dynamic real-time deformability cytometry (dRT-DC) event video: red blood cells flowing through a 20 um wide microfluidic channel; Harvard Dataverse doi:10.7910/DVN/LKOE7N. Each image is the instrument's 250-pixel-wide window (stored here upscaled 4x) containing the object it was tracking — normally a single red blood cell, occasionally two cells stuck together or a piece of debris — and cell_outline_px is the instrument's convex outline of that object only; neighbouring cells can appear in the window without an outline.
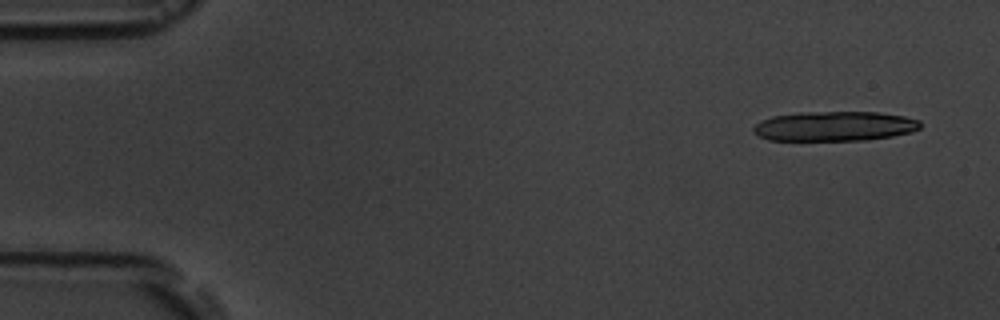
{"species": "common noctule bat (a hibernating species)", "species_latin": "Nyctalus noctula", "temperature_condition": "room temperature", "stored_images_in_passage": 6, "camera_frame_rate_fps": 3000, "um_per_image_px": 0.085, "animal": {"sex": "male", "body_mass_g": 19.5, "forearm_length_mm": 54.6}, "frame": {"image": 1, "passage_image": 1, "time_ms": 0.0, "image_size_px": [1000, 320], "cell_outline_px": [[920, 128], [912, 132], [892, 136], [868, 140], [768, 140], [752, 132], [752, 128], [756, 124], [772, 116], [800, 112], [880, 112], [904, 116], [920, 120]], "centroid_in_image_um": [70.95, 10.72], "position_along_channel_um": 14.0, "area_um2": 28.96}}